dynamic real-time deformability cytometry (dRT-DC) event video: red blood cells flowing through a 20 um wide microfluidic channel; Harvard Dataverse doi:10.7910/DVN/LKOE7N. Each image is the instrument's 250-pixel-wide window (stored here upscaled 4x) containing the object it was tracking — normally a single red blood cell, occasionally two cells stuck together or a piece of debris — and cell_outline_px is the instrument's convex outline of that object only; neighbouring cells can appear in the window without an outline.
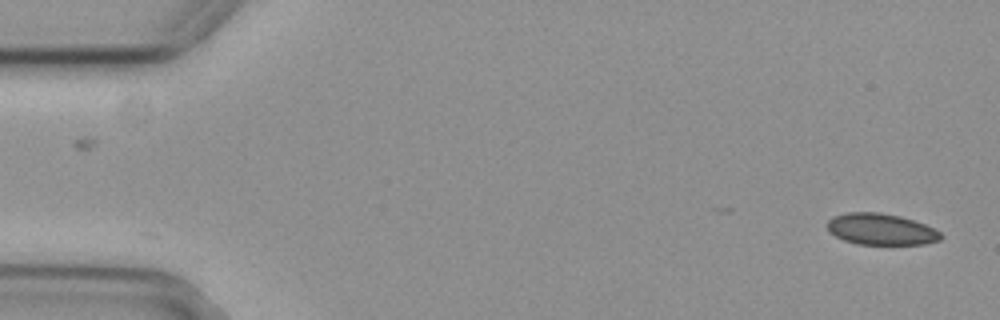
{"species": "common noctule bat (a hibernating species)", "species_latin": "Nyctalus noctula", "temperature_condition": "cold", "stored_images_in_passage": 10, "camera_frame_rate_fps": 3000, "um_per_image_px": 0.085, "animal": {"sex": "female", "body_mass_g": 29.2, "forearm_length_mm": 56.3}, "frame": {"image": 1, "passage_image": 1, "time_ms": 0.0, "image_size_px": [1000, 320], "cell_outline_px": [[944, 236], [940, 240], [924, 244], [856, 244], [844, 240], [828, 232], [824, 224], [832, 216], [848, 212], [880, 212], [900, 216], [924, 224], [940, 232]], "centroid_in_image_um": [74.83, 19.48], "position_along_channel_um": 10.2, "area_um2": 20.92}}